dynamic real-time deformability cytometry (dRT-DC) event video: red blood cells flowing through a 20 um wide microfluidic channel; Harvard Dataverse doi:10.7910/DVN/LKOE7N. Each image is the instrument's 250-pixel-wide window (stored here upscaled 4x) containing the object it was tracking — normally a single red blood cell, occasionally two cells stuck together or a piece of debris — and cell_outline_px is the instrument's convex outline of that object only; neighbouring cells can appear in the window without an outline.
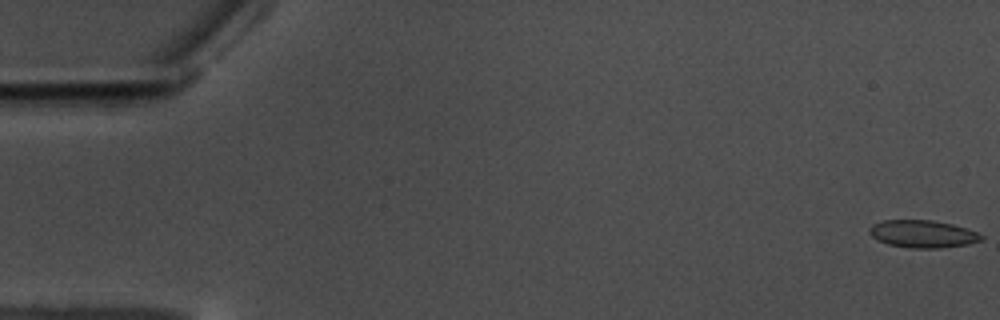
{"species": "common noctule bat (a hibernating species)", "species_latin": "Nyctalus noctula", "temperature_condition": "warm", "stored_images_in_passage": 16, "camera_frame_rate_fps": 3000, "um_per_image_px": 0.085, "animal": {"sex": "male", "body_mass_g": 17.5, "forearm_length_mm": 52.3}, "frame": {"image": 1, "passage_image": 1, "time_ms": 0.0, "image_size_px": [1000, 320], "cell_outline_px": [[984, 240], [968, 244], [940, 248], [908, 248], [888, 244], [872, 236], [868, 232], [868, 228], [872, 224], [884, 220], [932, 220], [952, 224], [976, 232], [984, 236]], "centroid_in_image_um": [78.43, 19.88], "position_along_channel_um": 6.6, "area_um2": 17.92}}